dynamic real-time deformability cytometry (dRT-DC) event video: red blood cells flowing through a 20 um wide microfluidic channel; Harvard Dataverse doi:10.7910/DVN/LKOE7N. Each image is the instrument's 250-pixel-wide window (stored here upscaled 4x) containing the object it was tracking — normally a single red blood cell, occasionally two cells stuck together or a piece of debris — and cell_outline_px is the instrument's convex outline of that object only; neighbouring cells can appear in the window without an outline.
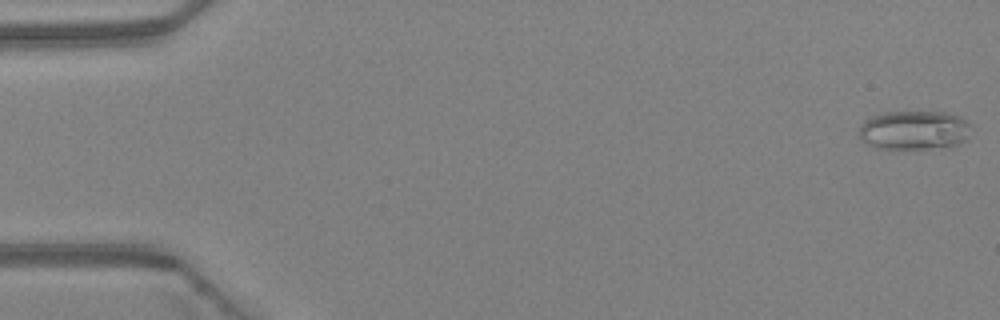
{"species": "Egyptian fruit bat (a non-hibernating species)", "species_latin": "Rousettus aegyptiacus", "temperature_condition": "warm", "stored_images_in_passage": 6, "camera_frame_rate_fps": 3000, "um_per_image_px": 0.085, "animal": {"sex": "female"}, "frame": {"image": 1, "passage_image": 1, "time_ms": 0.0, "image_size_px": [1000, 320], "cell_outline_px": [[972, 124], [968, 140], [952, 148], [876, 148], [860, 140], [860, 124], [864, 120], [872, 116], [884, 112], [944, 112], [960, 116]], "centroid_in_image_um": [77.77, 11.07], "position_along_channel_um": 7.2, "area_um2": 26.01}}
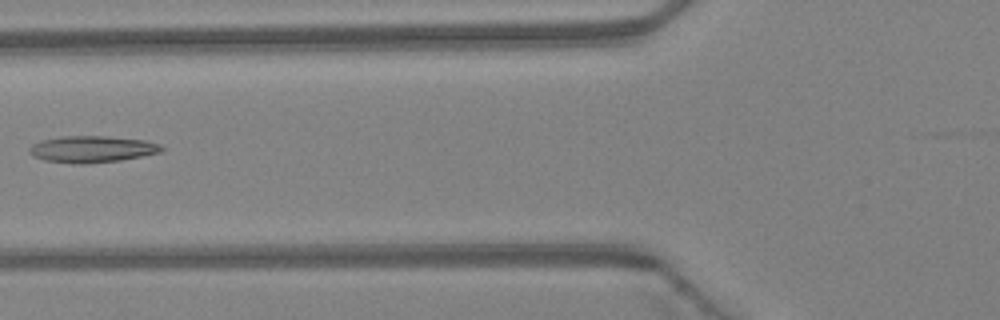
{"frame": {"image": 2, "passage_image": 6, "time_ms": 1.667, "image_size_px": [1000, 320], "cell_outline_px": [[164, 148], [160, 152], [120, 160], [84, 164], [72, 164], [44, 160], [28, 152], [32, 144], [44, 140], [64, 136], [104, 136], [148, 140], [160, 144]], "centroid_in_image_um": [7.85, 12.68], "position_along_channel_um": 118.0, "area_um2": 20.35}}